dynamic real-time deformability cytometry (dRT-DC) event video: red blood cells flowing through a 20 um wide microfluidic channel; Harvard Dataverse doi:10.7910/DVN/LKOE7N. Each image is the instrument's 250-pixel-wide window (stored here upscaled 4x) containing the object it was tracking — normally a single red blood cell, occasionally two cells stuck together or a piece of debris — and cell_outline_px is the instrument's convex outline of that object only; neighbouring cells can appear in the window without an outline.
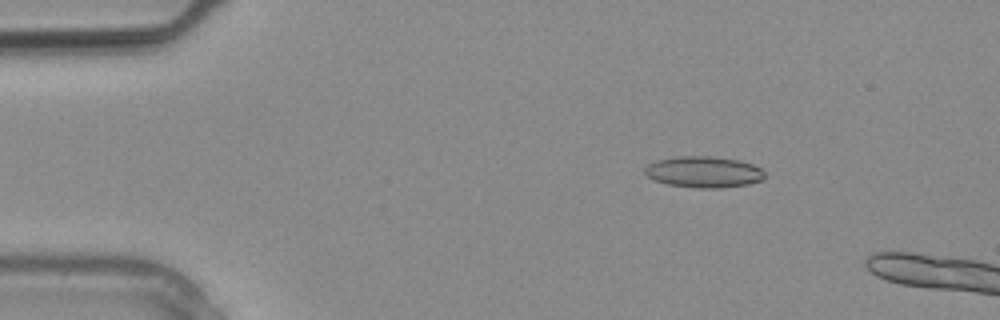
{"species": "common noctule bat (a hibernating species)", "species_latin": "Nyctalus noctula", "temperature_condition": "warm", "stored_images_in_passage": 2, "camera_frame_rate_fps": 3000, "um_per_image_px": 0.085, "animal": {"sex": "male", "body_mass_g": 20.4}, "frame": {"image": 1, "passage_image": 1, "time_ms": 0.0, "image_size_px": [1000, 320], "cell_outline_px": [[764, 180], [748, 184], [720, 188], [700, 188], [668, 184], [652, 180], [644, 172], [644, 168], [648, 164], [656, 160], [676, 156], [712, 156], [740, 160], [752, 164], [760, 168], [764, 172]], "centroid_in_image_um": [59.81, 14.61], "position_along_channel_um": 25.2, "area_um2": 21.96}}